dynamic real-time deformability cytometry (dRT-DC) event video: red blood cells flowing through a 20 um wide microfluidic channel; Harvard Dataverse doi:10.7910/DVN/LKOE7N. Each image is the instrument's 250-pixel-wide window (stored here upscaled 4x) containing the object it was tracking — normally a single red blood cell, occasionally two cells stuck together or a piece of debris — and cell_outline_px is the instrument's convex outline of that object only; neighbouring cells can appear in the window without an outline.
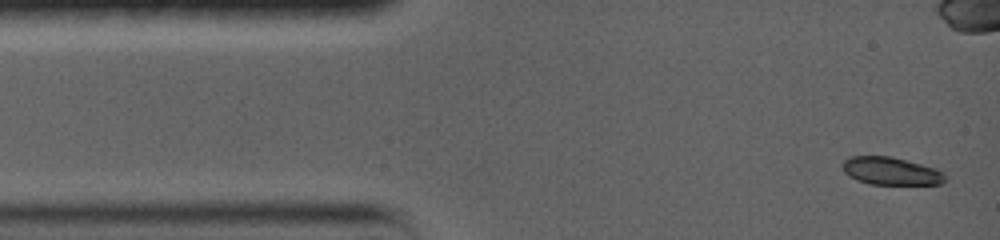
{"species": "common noctule bat (a hibernating species)", "species_latin": "Nyctalus noctula", "temperature_condition": "warm", "stored_images_in_passage": 27, "camera_frame_rate_fps": 5000, "um_per_image_px": 0.085, "animal": {"sex": "female", "body_mass_g": 19.0, "forearm_length_mm": 56.7}, "frame": {"image": 1, "passage_image": 1, "time_ms": 0.0, "image_size_px": [1000, 240], "cell_outline_px": [[944, 184], [868, 184], [856, 180], [848, 176], [844, 172], [840, 164], [848, 156], [888, 156], [936, 168], [944, 172]], "centroid_in_image_um": [75.67, 14.54], "position_along_channel_um": 9.3, "area_um2": 16.65}}
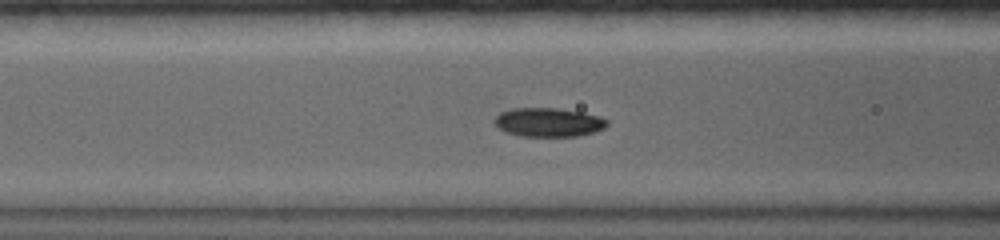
{"frame": {"image": 2, "passage_image": 14, "time_ms": 5.0, "image_size_px": [1000, 240], "cell_outline_px": [[608, 124], [604, 128], [592, 132], [576, 136], [520, 136], [504, 132], [492, 120], [500, 112], [512, 108], [556, 108], [580, 112], [600, 116], [608, 120]], "centroid_in_image_um": [46.59, 10.39], "position_along_channel_um": 120.0, "area_um2": 18.9}}
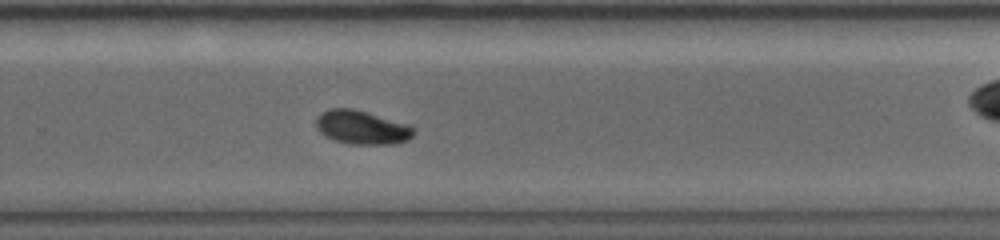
{"frame": {"image": 3, "passage_image": 27, "time_ms": 10.0, "image_size_px": [1000, 240], "cell_outline_px": [[416, 132], [408, 140], [392, 144], [348, 144], [332, 140], [324, 136], [316, 128], [316, 120], [328, 108], [352, 108], [408, 124], [416, 128]], "centroid_in_image_um": [30.77, 10.84], "position_along_channel_um": 299.0, "area_um2": 19.25}}